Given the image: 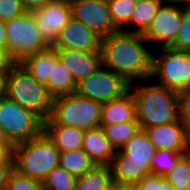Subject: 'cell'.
I'll return each mask as SVG.
<instances>
[{
    "mask_svg": "<svg viewBox=\"0 0 190 190\" xmlns=\"http://www.w3.org/2000/svg\"><path fill=\"white\" fill-rule=\"evenodd\" d=\"M147 43L142 34L123 30L103 36L100 46L102 65L132 86L137 80H149L153 53L147 49Z\"/></svg>",
    "mask_w": 190,
    "mask_h": 190,
    "instance_id": "1",
    "label": "cell"
},
{
    "mask_svg": "<svg viewBox=\"0 0 190 190\" xmlns=\"http://www.w3.org/2000/svg\"><path fill=\"white\" fill-rule=\"evenodd\" d=\"M131 91L141 130L172 123L179 118V93L158 83L136 85Z\"/></svg>",
    "mask_w": 190,
    "mask_h": 190,
    "instance_id": "2",
    "label": "cell"
},
{
    "mask_svg": "<svg viewBox=\"0 0 190 190\" xmlns=\"http://www.w3.org/2000/svg\"><path fill=\"white\" fill-rule=\"evenodd\" d=\"M156 148L144 130H139L111 159L110 174L117 183H139L151 171V160Z\"/></svg>",
    "mask_w": 190,
    "mask_h": 190,
    "instance_id": "3",
    "label": "cell"
},
{
    "mask_svg": "<svg viewBox=\"0 0 190 190\" xmlns=\"http://www.w3.org/2000/svg\"><path fill=\"white\" fill-rule=\"evenodd\" d=\"M5 97L34 112L46 121L52 112L53 96L46 85L36 81L20 63L6 68Z\"/></svg>",
    "mask_w": 190,
    "mask_h": 190,
    "instance_id": "4",
    "label": "cell"
},
{
    "mask_svg": "<svg viewBox=\"0 0 190 190\" xmlns=\"http://www.w3.org/2000/svg\"><path fill=\"white\" fill-rule=\"evenodd\" d=\"M11 155L14 170L24 176L43 181L48 173L59 165L60 150L43 131L37 137L15 144Z\"/></svg>",
    "mask_w": 190,
    "mask_h": 190,
    "instance_id": "5",
    "label": "cell"
},
{
    "mask_svg": "<svg viewBox=\"0 0 190 190\" xmlns=\"http://www.w3.org/2000/svg\"><path fill=\"white\" fill-rule=\"evenodd\" d=\"M7 35L6 58L9 63H21L34 53L50 46L41 36L31 11L5 22Z\"/></svg>",
    "mask_w": 190,
    "mask_h": 190,
    "instance_id": "6",
    "label": "cell"
},
{
    "mask_svg": "<svg viewBox=\"0 0 190 190\" xmlns=\"http://www.w3.org/2000/svg\"><path fill=\"white\" fill-rule=\"evenodd\" d=\"M102 104L76 92L54 98L50 118L59 125L83 130L100 127Z\"/></svg>",
    "mask_w": 190,
    "mask_h": 190,
    "instance_id": "7",
    "label": "cell"
},
{
    "mask_svg": "<svg viewBox=\"0 0 190 190\" xmlns=\"http://www.w3.org/2000/svg\"><path fill=\"white\" fill-rule=\"evenodd\" d=\"M158 56L152 54L149 80L179 94L190 92V52L174 48H160ZM156 77V78H155Z\"/></svg>",
    "mask_w": 190,
    "mask_h": 190,
    "instance_id": "8",
    "label": "cell"
},
{
    "mask_svg": "<svg viewBox=\"0 0 190 190\" xmlns=\"http://www.w3.org/2000/svg\"><path fill=\"white\" fill-rule=\"evenodd\" d=\"M0 126L15 145L40 135L44 121L34 112L3 96L0 99Z\"/></svg>",
    "mask_w": 190,
    "mask_h": 190,
    "instance_id": "9",
    "label": "cell"
},
{
    "mask_svg": "<svg viewBox=\"0 0 190 190\" xmlns=\"http://www.w3.org/2000/svg\"><path fill=\"white\" fill-rule=\"evenodd\" d=\"M130 85L122 76L101 65L76 84L75 92L103 104L124 95Z\"/></svg>",
    "mask_w": 190,
    "mask_h": 190,
    "instance_id": "10",
    "label": "cell"
},
{
    "mask_svg": "<svg viewBox=\"0 0 190 190\" xmlns=\"http://www.w3.org/2000/svg\"><path fill=\"white\" fill-rule=\"evenodd\" d=\"M181 24L182 6L162 3L143 37L147 42H158L161 48H170L174 45Z\"/></svg>",
    "mask_w": 190,
    "mask_h": 190,
    "instance_id": "11",
    "label": "cell"
},
{
    "mask_svg": "<svg viewBox=\"0 0 190 190\" xmlns=\"http://www.w3.org/2000/svg\"><path fill=\"white\" fill-rule=\"evenodd\" d=\"M42 38L52 47L58 34L72 17L71 5L51 0L31 11Z\"/></svg>",
    "mask_w": 190,
    "mask_h": 190,
    "instance_id": "12",
    "label": "cell"
},
{
    "mask_svg": "<svg viewBox=\"0 0 190 190\" xmlns=\"http://www.w3.org/2000/svg\"><path fill=\"white\" fill-rule=\"evenodd\" d=\"M102 36L73 16L58 34L52 46L55 49H75L100 52Z\"/></svg>",
    "mask_w": 190,
    "mask_h": 190,
    "instance_id": "13",
    "label": "cell"
},
{
    "mask_svg": "<svg viewBox=\"0 0 190 190\" xmlns=\"http://www.w3.org/2000/svg\"><path fill=\"white\" fill-rule=\"evenodd\" d=\"M72 16L95 30L102 37L117 32L107 0H80L71 5Z\"/></svg>",
    "mask_w": 190,
    "mask_h": 190,
    "instance_id": "14",
    "label": "cell"
},
{
    "mask_svg": "<svg viewBox=\"0 0 190 190\" xmlns=\"http://www.w3.org/2000/svg\"><path fill=\"white\" fill-rule=\"evenodd\" d=\"M143 130L156 150L167 149L181 153L190 152V139L179 118L172 123Z\"/></svg>",
    "mask_w": 190,
    "mask_h": 190,
    "instance_id": "15",
    "label": "cell"
},
{
    "mask_svg": "<svg viewBox=\"0 0 190 190\" xmlns=\"http://www.w3.org/2000/svg\"><path fill=\"white\" fill-rule=\"evenodd\" d=\"M60 62L70 73L72 79L77 84L101 65L100 52H88L75 49H55Z\"/></svg>",
    "mask_w": 190,
    "mask_h": 190,
    "instance_id": "16",
    "label": "cell"
},
{
    "mask_svg": "<svg viewBox=\"0 0 190 190\" xmlns=\"http://www.w3.org/2000/svg\"><path fill=\"white\" fill-rule=\"evenodd\" d=\"M132 87L134 86L130 85V89L121 97L102 104L100 125L137 121Z\"/></svg>",
    "mask_w": 190,
    "mask_h": 190,
    "instance_id": "17",
    "label": "cell"
},
{
    "mask_svg": "<svg viewBox=\"0 0 190 190\" xmlns=\"http://www.w3.org/2000/svg\"><path fill=\"white\" fill-rule=\"evenodd\" d=\"M82 150L96 165H109L116 152L101 127L85 130Z\"/></svg>",
    "mask_w": 190,
    "mask_h": 190,
    "instance_id": "18",
    "label": "cell"
},
{
    "mask_svg": "<svg viewBox=\"0 0 190 190\" xmlns=\"http://www.w3.org/2000/svg\"><path fill=\"white\" fill-rule=\"evenodd\" d=\"M43 131L54 142L60 152L82 149L85 130L56 124L50 117L44 121Z\"/></svg>",
    "mask_w": 190,
    "mask_h": 190,
    "instance_id": "19",
    "label": "cell"
},
{
    "mask_svg": "<svg viewBox=\"0 0 190 190\" xmlns=\"http://www.w3.org/2000/svg\"><path fill=\"white\" fill-rule=\"evenodd\" d=\"M57 60L55 48L49 47L27 57L20 64L36 81L46 84L48 78L51 77L52 66Z\"/></svg>",
    "mask_w": 190,
    "mask_h": 190,
    "instance_id": "20",
    "label": "cell"
},
{
    "mask_svg": "<svg viewBox=\"0 0 190 190\" xmlns=\"http://www.w3.org/2000/svg\"><path fill=\"white\" fill-rule=\"evenodd\" d=\"M163 3L162 0H145L137 2L133 15L127 25H133L135 29L126 30V32H133L136 34H144L149 28L154 16L156 15L158 8Z\"/></svg>",
    "mask_w": 190,
    "mask_h": 190,
    "instance_id": "21",
    "label": "cell"
},
{
    "mask_svg": "<svg viewBox=\"0 0 190 190\" xmlns=\"http://www.w3.org/2000/svg\"><path fill=\"white\" fill-rule=\"evenodd\" d=\"M45 85L53 98L76 91V83L59 59L52 66L51 77L48 78Z\"/></svg>",
    "mask_w": 190,
    "mask_h": 190,
    "instance_id": "22",
    "label": "cell"
},
{
    "mask_svg": "<svg viewBox=\"0 0 190 190\" xmlns=\"http://www.w3.org/2000/svg\"><path fill=\"white\" fill-rule=\"evenodd\" d=\"M112 182L108 165H95L85 174L77 177L74 190H104Z\"/></svg>",
    "mask_w": 190,
    "mask_h": 190,
    "instance_id": "23",
    "label": "cell"
},
{
    "mask_svg": "<svg viewBox=\"0 0 190 190\" xmlns=\"http://www.w3.org/2000/svg\"><path fill=\"white\" fill-rule=\"evenodd\" d=\"M95 165L82 149L60 152L59 155V166L63 167L75 177L85 174Z\"/></svg>",
    "mask_w": 190,
    "mask_h": 190,
    "instance_id": "24",
    "label": "cell"
},
{
    "mask_svg": "<svg viewBox=\"0 0 190 190\" xmlns=\"http://www.w3.org/2000/svg\"><path fill=\"white\" fill-rule=\"evenodd\" d=\"M110 144L119 150L140 130L137 121L123 122L111 125H100Z\"/></svg>",
    "mask_w": 190,
    "mask_h": 190,
    "instance_id": "25",
    "label": "cell"
},
{
    "mask_svg": "<svg viewBox=\"0 0 190 190\" xmlns=\"http://www.w3.org/2000/svg\"><path fill=\"white\" fill-rule=\"evenodd\" d=\"M77 177L61 166L54 167L43 182V190H74Z\"/></svg>",
    "mask_w": 190,
    "mask_h": 190,
    "instance_id": "26",
    "label": "cell"
},
{
    "mask_svg": "<svg viewBox=\"0 0 190 190\" xmlns=\"http://www.w3.org/2000/svg\"><path fill=\"white\" fill-rule=\"evenodd\" d=\"M184 154L167 149L156 150L151 160V174L166 176Z\"/></svg>",
    "mask_w": 190,
    "mask_h": 190,
    "instance_id": "27",
    "label": "cell"
},
{
    "mask_svg": "<svg viewBox=\"0 0 190 190\" xmlns=\"http://www.w3.org/2000/svg\"><path fill=\"white\" fill-rule=\"evenodd\" d=\"M112 22L122 30L130 21L137 4L134 0H107Z\"/></svg>",
    "mask_w": 190,
    "mask_h": 190,
    "instance_id": "28",
    "label": "cell"
},
{
    "mask_svg": "<svg viewBox=\"0 0 190 190\" xmlns=\"http://www.w3.org/2000/svg\"><path fill=\"white\" fill-rule=\"evenodd\" d=\"M175 190H184L190 180V152L184 154L165 176Z\"/></svg>",
    "mask_w": 190,
    "mask_h": 190,
    "instance_id": "29",
    "label": "cell"
},
{
    "mask_svg": "<svg viewBox=\"0 0 190 190\" xmlns=\"http://www.w3.org/2000/svg\"><path fill=\"white\" fill-rule=\"evenodd\" d=\"M6 190H43V182L13 170L9 176Z\"/></svg>",
    "mask_w": 190,
    "mask_h": 190,
    "instance_id": "30",
    "label": "cell"
},
{
    "mask_svg": "<svg viewBox=\"0 0 190 190\" xmlns=\"http://www.w3.org/2000/svg\"><path fill=\"white\" fill-rule=\"evenodd\" d=\"M177 50L190 52V7L182 6V24L174 45Z\"/></svg>",
    "mask_w": 190,
    "mask_h": 190,
    "instance_id": "31",
    "label": "cell"
},
{
    "mask_svg": "<svg viewBox=\"0 0 190 190\" xmlns=\"http://www.w3.org/2000/svg\"><path fill=\"white\" fill-rule=\"evenodd\" d=\"M26 12L20 0H0V21H8Z\"/></svg>",
    "mask_w": 190,
    "mask_h": 190,
    "instance_id": "32",
    "label": "cell"
},
{
    "mask_svg": "<svg viewBox=\"0 0 190 190\" xmlns=\"http://www.w3.org/2000/svg\"><path fill=\"white\" fill-rule=\"evenodd\" d=\"M140 190H175L165 176L149 174L138 183Z\"/></svg>",
    "mask_w": 190,
    "mask_h": 190,
    "instance_id": "33",
    "label": "cell"
},
{
    "mask_svg": "<svg viewBox=\"0 0 190 190\" xmlns=\"http://www.w3.org/2000/svg\"><path fill=\"white\" fill-rule=\"evenodd\" d=\"M179 119L185 127L190 139V92L182 93L179 96Z\"/></svg>",
    "mask_w": 190,
    "mask_h": 190,
    "instance_id": "34",
    "label": "cell"
},
{
    "mask_svg": "<svg viewBox=\"0 0 190 190\" xmlns=\"http://www.w3.org/2000/svg\"><path fill=\"white\" fill-rule=\"evenodd\" d=\"M14 170V163H0V189H6L9 176Z\"/></svg>",
    "mask_w": 190,
    "mask_h": 190,
    "instance_id": "35",
    "label": "cell"
},
{
    "mask_svg": "<svg viewBox=\"0 0 190 190\" xmlns=\"http://www.w3.org/2000/svg\"><path fill=\"white\" fill-rule=\"evenodd\" d=\"M26 11H33L51 0H20Z\"/></svg>",
    "mask_w": 190,
    "mask_h": 190,
    "instance_id": "36",
    "label": "cell"
},
{
    "mask_svg": "<svg viewBox=\"0 0 190 190\" xmlns=\"http://www.w3.org/2000/svg\"><path fill=\"white\" fill-rule=\"evenodd\" d=\"M7 35L5 30V22L0 21V51L6 56Z\"/></svg>",
    "mask_w": 190,
    "mask_h": 190,
    "instance_id": "37",
    "label": "cell"
},
{
    "mask_svg": "<svg viewBox=\"0 0 190 190\" xmlns=\"http://www.w3.org/2000/svg\"><path fill=\"white\" fill-rule=\"evenodd\" d=\"M0 163H14L11 151L4 144H0Z\"/></svg>",
    "mask_w": 190,
    "mask_h": 190,
    "instance_id": "38",
    "label": "cell"
},
{
    "mask_svg": "<svg viewBox=\"0 0 190 190\" xmlns=\"http://www.w3.org/2000/svg\"><path fill=\"white\" fill-rule=\"evenodd\" d=\"M6 86V69H0V99L5 94Z\"/></svg>",
    "mask_w": 190,
    "mask_h": 190,
    "instance_id": "39",
    "label": "cell"
},
{
    "mask_svg": "<svg viewBox=\"0 0 190 190\" xmlns=\"http://www.w3.org/2000/svg\"><path fill=\"white\" fill-rule=\"evenodd\" d=\"M0 144H4L10 151H12L14 145L6 137L3 128L0 126Z\"/></svg>",
    "mask_w": 190,
    "mask_h": 190,
    "instance_id": "40",
    "label": "cell"
},
{
    "mask_svg": "<svg viewBox=\"0 0 190 190\" xmlns=\"http://www.w3.org/2000/svg\"><path fill=\"white\" fill-rule=\"evenodd\" d=\"M118 190H140L138 183H118Z\"/></svg>",
    "mask_w": 190,
    "mask_h": 190,
    "instance_id": "41",
    "label": "cell"
},
{
    "mask_svg": "<svg viewBox=\"0 0 190 190\" xmlns=\"http://www.w3.org/2000/svg\"><path fill=\"white\" fill-rule=\"evenodd\" d=\"M9 64L6 56L0 51V69H6Z\"/></svg>",
    "mask_w": 190,
    "mask_h": 190,
    "instance_id": "42",
    "label": "cell"
},
{
    "mask_svg": "<svg viewBox=\"0 0 190 190\" xmlns=\"http://www.w3.org/2000/svg\"><path fill=\"white\" fill-rule=\"evenodd\" d=\"M104 190H118V183L112 181L108 186L104 188Z\"/></svg>",
    "mask_w": 190,
    "mask_h": 190,
    "instance_id": "43",
    "label": "cell"
},
{
    "mask_svg": "<svg viewBox=\"0 0 190 190\" xmlns=\"http://www.w3.org/2000/svg\"><path fill=\"white\" fill-rule=\"evenodd\" d=\"M163 3H177V4H184L186 5L188 0H162Z\"/></svg>",
    "mask_w": 190,
    "mask_h": 190,
    "instance_id": "44",
    "label": "cell"
},
{
    "mask_svg": "<svg viewBox=\"0 0 190 190\" xmlns=\"http://www.w3.org/2000/svg\"><path fill=\"white\" fill-rule=\"evenodd\" d=\"M55 1H59V2L65 3V4L72 5L73 3H76L80 0H55Z\"/></svg>",
    "mask_w": 190,
    "mask_h": 190,
    "instance_id": "45",
    "label": "cell"
},
{
    "mask_svg": "<svg viewBox=\"0 0 190 190\" xmlns=\"http://www.w3.org/2000/svg\"><path fill=\"white\" fill-rule=\"evenodd\" d=\"M184 190H190V180L188 181L187 186L185 187Z\"/></svg>",
    "mask_w": 190,
    "mask_h": 190,
    "instance_id": "46",
    "label": "cell"
},
{
    "mask_svg": "<svg viewBox=\"0 0 190 190\" xmlns=\"http://www.w3.org/2000/svg\"><path fill=\"white\" fill-rule=\"evenodd\" d=\"M186 6H187V7H190V0H188Z\"/></svg>",
    "mask_w": 190,
    "mask_h": 190,
    "instance_id": "47",
    "label": "cell"
}]
</instances>
